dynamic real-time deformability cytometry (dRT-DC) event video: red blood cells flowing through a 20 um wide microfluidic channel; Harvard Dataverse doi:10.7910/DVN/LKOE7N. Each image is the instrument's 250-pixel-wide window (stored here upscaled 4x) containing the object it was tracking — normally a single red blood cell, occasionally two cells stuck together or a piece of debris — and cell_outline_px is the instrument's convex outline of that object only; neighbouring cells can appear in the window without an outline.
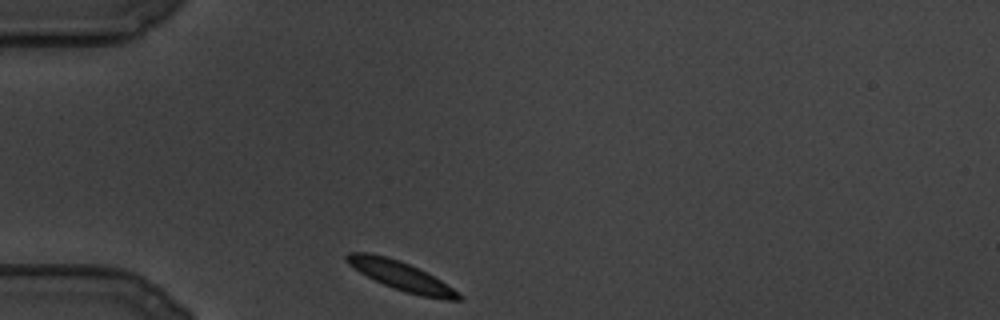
{"species": "common noctule bat (a hibernating species)", "species_latin": "Nyctalus noctula", "temperature_condition": "cold", "stored_images_in_passage": 77, "camera_frame_rate_fps": 3000, "um_per_image_px": 0.085, "animal": {"sex": "male", "body_mass_g": 19.5, "forearm_length_mm": 54.6}, "frame": {"image": 1, "passage_image": 1, "time_ms": 0.0, "image_size_px": [1000, 320], "cell_outline_px": [[464, 300], [448, 300], [420, 296], [384, 284], [360, 272], [348, 264], [344, 260], [344, 256], [348, 252], [372, 252], [400, 260], [440, 280], [460, 292], [464, 296]], "centroid_in_image_um": [34.1, 23.44], "position_along_channel_um": 50.9, "area_um2": 18.73}}
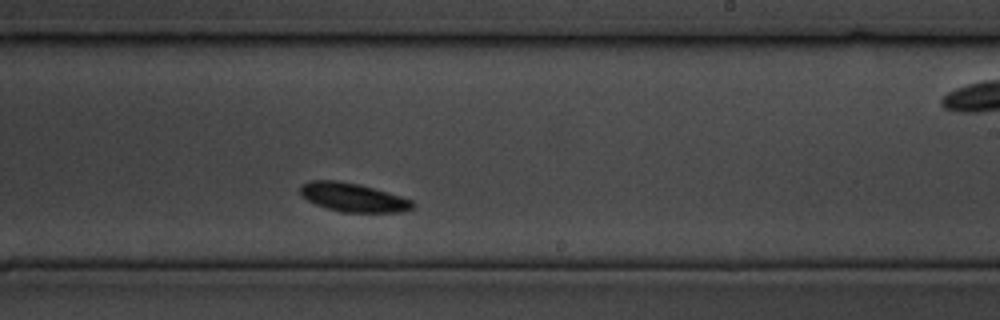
{"frame": {"image": 2, "passage_image": 43, "time_ms": 14.0, "image_size_px": [1000, 320], "cell_outline_px": [[416, 204], [412, 208], [400, 212], [340, 212], [316, 204], [308, 200], [300, 192], [300, 188], [304, 184], [312, 180], [336, 180], [360, 184], [400, 196], [412, 200]], "centroid_in_image_um": [30.04, 16.78], "position_along_channel_um": 259.0, "area_um2": 18.55}}
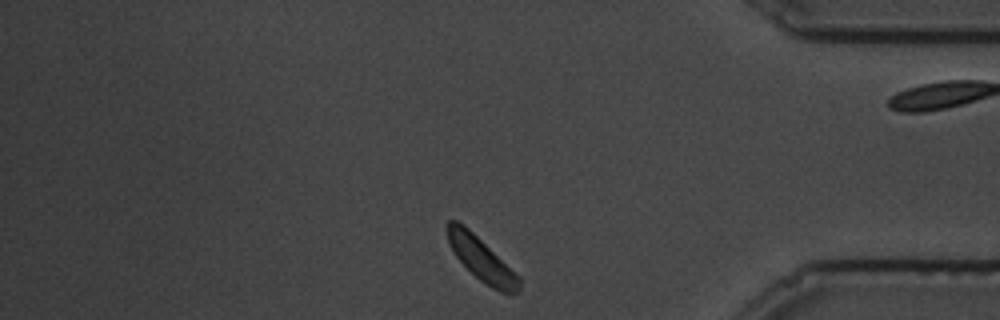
{"frame": {"image": 3, "passage_image": 72, "time_ms": 23.667, "image_size_px": [1000, 320], "cell_outline_px": [[520, 292], [512, 296], [508, 296], [492, 288], [480, 280], [456, 256], [448, 244], [448, 220], [456, 220], [464, 224], [520, 276]], "centroid_in_image_um": [40.99, 22.08], "position_along_channel_um": 394.2, "area_um2": 18.15}}